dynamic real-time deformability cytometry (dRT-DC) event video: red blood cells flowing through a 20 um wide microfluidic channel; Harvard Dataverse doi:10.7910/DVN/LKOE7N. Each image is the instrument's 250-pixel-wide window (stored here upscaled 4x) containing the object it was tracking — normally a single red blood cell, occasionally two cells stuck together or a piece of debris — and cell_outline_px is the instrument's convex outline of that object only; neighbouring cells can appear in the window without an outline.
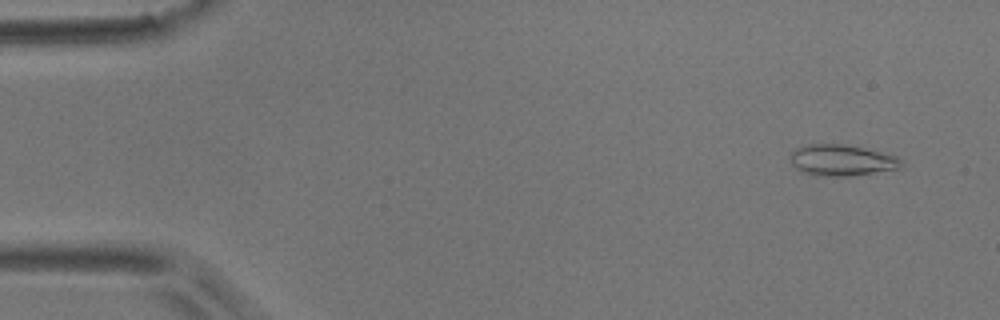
{"species": "common noctule bat (a hibernating species)", "species_latin": "Nyctalus noctula", "temperature_condition": "room temperature", "stored_images_in_passage": 5, "camera_frame_rate_fps": 3000, "um_per_image_px": 0.085, "animal": {"sex": "male", "body_mass_g": 17.9}, "frame": {"image": 1, "passage_image": 1, "time_ms": 0.0, "image_size_px": [1000, 320], "cell_outline_px": [[904, 164], [900, 168], [848, 176], [816, 176], [800, 172], [792, 164], [792, 152], [796, 148], [808, 144], [844, 144], [880, 152], [896, 156]], "centroid_in_image_um": [71.52, 13.63], "position_along_channel_um": 13.5, "area_um2": 19.94}}